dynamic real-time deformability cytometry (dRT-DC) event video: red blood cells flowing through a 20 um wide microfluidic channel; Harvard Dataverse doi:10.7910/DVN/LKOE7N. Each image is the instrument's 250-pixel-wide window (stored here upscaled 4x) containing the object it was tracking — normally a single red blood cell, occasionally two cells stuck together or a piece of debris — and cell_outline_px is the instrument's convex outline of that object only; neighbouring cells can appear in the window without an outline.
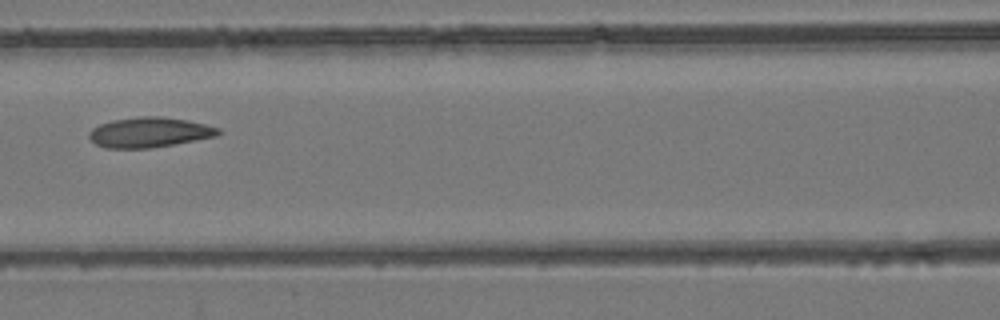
{"species": "common noctule bat (a hibernating species)", "species_latin": "Nyctalus noctula", "temperature_condition": "room temperature", "stored_images_in_passage": 3, "camera_frame_rate_fps": 3000, "um_per_image_px": 0.085, "animal": {"sex": "female", "body_mass_g": 24.6, "forearm_length_mm": 56.2}, "frame": {"image": 1, "passage_image": 3, "time_ms": 2.333, "image_size_px": [1000, 320], "cell_outline_px": [[220, 132], [216, 136], [152, 148], [104, 148], [96, 144], [88, 136], [88, 132], [92, 128], [100, 124], [112, 120], [140, 116], [160, 116], [188, 120], [220, 128]], "centroid_in_image_um": [12.67, 11.24], "position_along_channel_um": 153.9, "area_um2": 22.6}}